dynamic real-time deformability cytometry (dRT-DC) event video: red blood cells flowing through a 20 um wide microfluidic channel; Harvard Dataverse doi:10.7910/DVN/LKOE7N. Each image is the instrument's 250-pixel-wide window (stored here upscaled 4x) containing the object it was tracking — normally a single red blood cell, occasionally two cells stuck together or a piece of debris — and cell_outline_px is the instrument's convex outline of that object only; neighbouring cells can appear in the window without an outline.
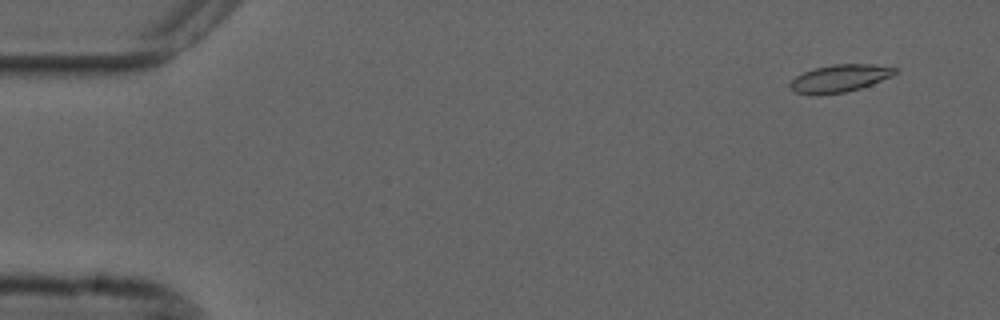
{"species": "common noctule bat (a hibernating species)", "species_latin": "Nyctalus noctula", "temperature_condition": "cold", "stored_images_in_passage": 56, "camera_frame_rate_fps": 3000, "um_per_image_px": 0.085, "animal": {"sex": "male", "forearm_length_mm": 52.5}, "frame": {"image": 1, "passage_image": 4, "time_ms": 1.0, "image_size_px": [1000, 320], "cell_outline_px": [[900, 68], [892, 76], [872, 84], [848, 92], [820, 96], [812, 96], [796, 92], [788, 84], [796, 76], [804, 72], [816, 68], [836, 64], [872, 64]], "centroid_in_image_um": [71.38, 6.68], "position_along_channel_um": 13.6, "area_um2": 16.99}}
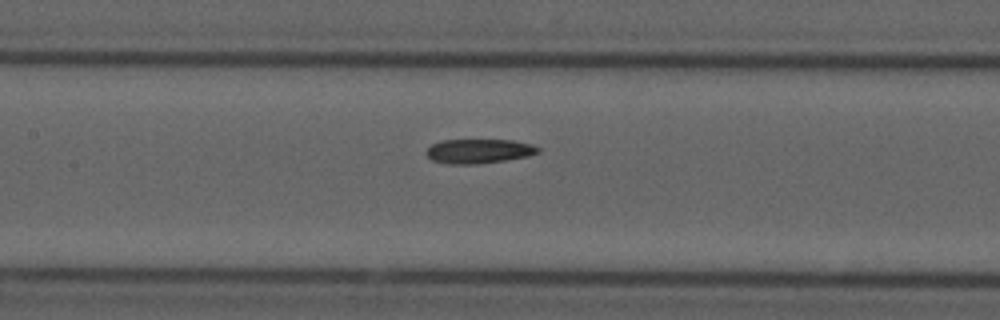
{"frame": {"image": 2, "passage_image": 26, "time_ms": 8.333, "image_size_px": [1000, 320], "cell_outline_px": [[540, 152], [528, 156], [504, 160], [476, 164], [448, 164], [432, 160], [428, 156], [428, 148], [432, 144], [444, 140], [512, 140], [532, 144], [540, 148]], "centroid_in_image_um": [40.74, 12.84], "position_along_channel_um": 166.7, "area_um2": 15.72}}
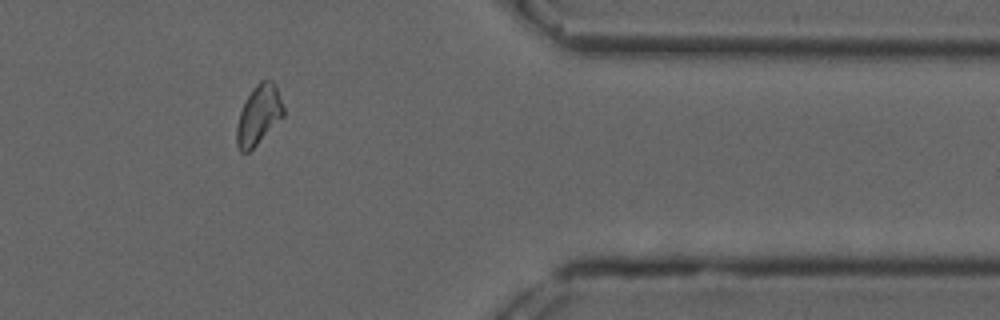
{"frame": {"image": 3, "passage_image": 46, "time_ms": 15.0, "image_size_px": [1000, 320], "cell_outline_px": [[284, 116], [248, 152], [240, 152], [236, 144], [236, 124], [240, 112], [252, 88], [260, 80], [272, 80], [276, 84], [284, 108]], "centroid_in_image_um": [21.98, 9.75], "position_along_channel_um": 389.4, "area_um2": 16.13}, "authors_computed_cell_mechanics": {"area_um2": 16.4152, "velocity_mm_per_s": 3.6724, "shape_relaxation_time_tau1_ms": null, "shape_relaxation_time_tau2_ms": 9.0802, "deformation_change_tau1": null, "deformation_change_tau2": 0.1608}}